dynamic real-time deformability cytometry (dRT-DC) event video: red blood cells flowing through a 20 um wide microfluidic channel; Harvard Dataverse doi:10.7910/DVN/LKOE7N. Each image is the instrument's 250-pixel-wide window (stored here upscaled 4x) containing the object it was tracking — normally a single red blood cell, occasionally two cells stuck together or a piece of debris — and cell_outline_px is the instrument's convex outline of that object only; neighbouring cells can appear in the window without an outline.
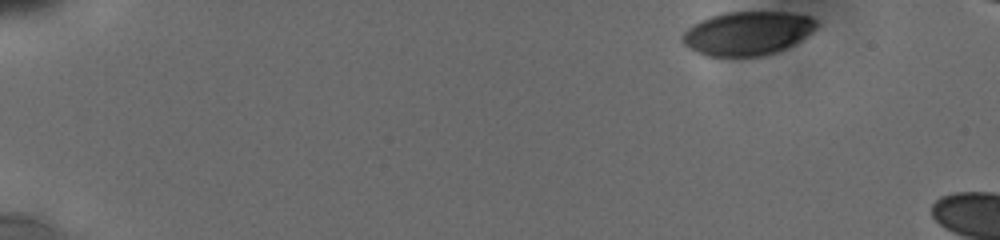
{"species": "human", "species_latin": "Homo sapiens", "temperature_condition": "cold", "stored_images_in_passage": 7, "camera_frame_rate_fps": 3000, "um_per_image_px": 0.085, "donor": {"sex": "male"}, "frame": {"image": 1, "passage_image": 1, "time_ms": 0.0, "image_size_px": [1000, 240], "cell_outline_px": [[820, 24], [812, 32], [800, 40], [776, 52], [760, 56], [704, 56], [688, 48], [680, 40], [680, 36], [692, 24], [700, 20], [724, 12], [788, 12], [812, 16]], "centroid_in_image_um": [63.51, 2.82], "position_along_channel_um": 21.5, "area_um2": 34.39}}